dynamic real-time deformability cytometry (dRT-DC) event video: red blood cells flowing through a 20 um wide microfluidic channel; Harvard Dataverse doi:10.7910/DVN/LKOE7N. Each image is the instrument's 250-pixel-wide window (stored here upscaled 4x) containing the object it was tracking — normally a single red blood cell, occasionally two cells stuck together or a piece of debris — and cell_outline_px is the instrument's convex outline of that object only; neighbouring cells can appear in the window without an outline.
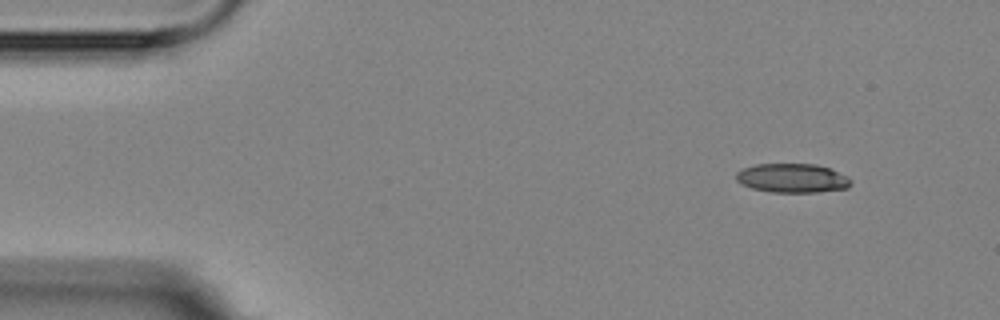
{"species": "Egyptian fruit bat (a non-hibernating species)", "species_latin": "Rousettus aegyptiacus", "temperature_condition": "room temperature", "stored_images_in_passage": 3, "segment_of_instrument_passage": [2, 2], "camera_frame_rate_fps": 3000, "um_per_image_px": 0.085, "animal": {"sex": "female"}, "frame": {"image": 1, "passage_image": 3, "time_ms": 3.0, "image_size_px": [1000, 320], "cell_outline_px": [[852, 184], [848, 188], [820, 192], [772, 192], [752, 188], [740, 184], [736, 180], [736, 172], [744, 168], [756, 164], [816, 164], [832, 168], [848, 176], [852, 180]], "centroid_in_image_um": [67.39, 15.14], "position_along_channel_um": 17.6, "area_um2": 19.71}}